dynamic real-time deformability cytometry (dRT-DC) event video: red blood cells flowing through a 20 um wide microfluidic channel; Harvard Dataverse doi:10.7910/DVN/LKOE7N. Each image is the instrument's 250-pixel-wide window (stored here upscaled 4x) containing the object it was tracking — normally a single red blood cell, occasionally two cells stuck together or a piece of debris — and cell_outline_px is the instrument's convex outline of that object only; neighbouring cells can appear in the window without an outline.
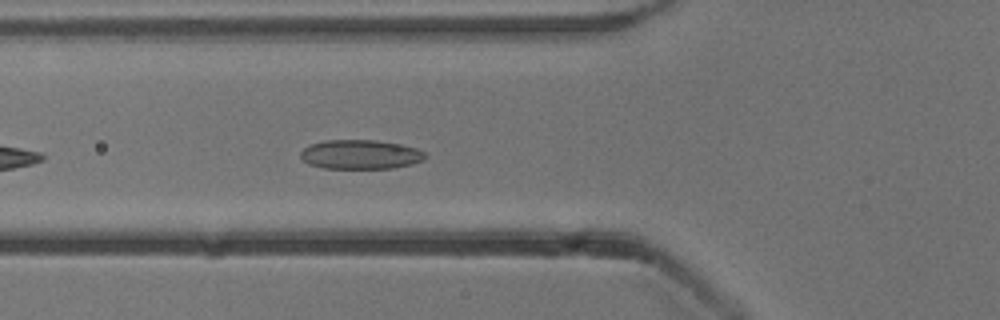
{"species": "common noctule bat (a hibernating species)", "species_latin": "Nyctalus noctula", "temperature_condition": "cold", "stored_images_in_passage": 12, "camera_frame_rate_fps": 3000, "um_per_image_px": 0.085, "animal": {"sex": "male", "body_mass_g": 13.3}, "frame": {"image": 1, "passage_image": 6, "time_ms": 1.667, "image_size_px": [1000, 320], "cell_outline_px": [[428, 156], [424, 160], [412, 164], [392, 168], [324, 168], [308, 164], [300, 156], [300, 152], [304, 148], [312, 144], [324, 140], [376, 140], [400, 144], [416, 148], [424, 152]], "centroid_in_image_um": [30.66, 13.13], "position_along_channel_um": 95.1, "area_um2": 21.27}}
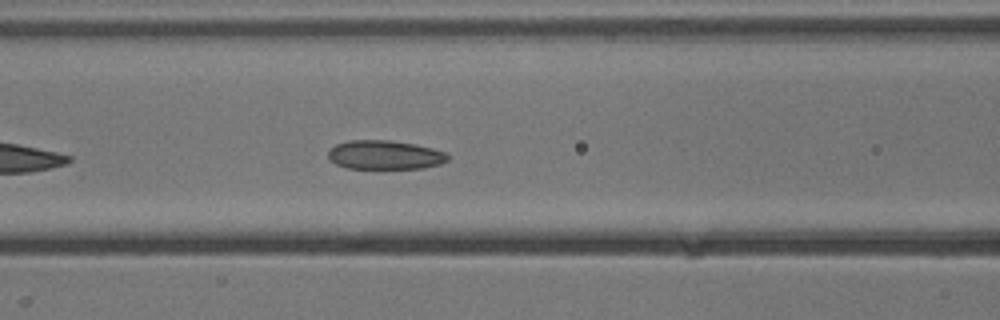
{"frame": {"image": 2, "passage_image": 9, "time_ms": 2.667, "image_size_px": [1000, 320], "cell_outline_px": [[448, 160], [440, 164], [424, 168], [348, 168], [336, 164], [328, 156], [328, 152], [336, 144], [348, 140], [388, 140], [416, 144], [432, 148], [444, 152], [448, 156]], "centroid_in_image_um": [32.72, 13.16], "position_along_channel_um": 133.9, "area_um2": 20.06}}